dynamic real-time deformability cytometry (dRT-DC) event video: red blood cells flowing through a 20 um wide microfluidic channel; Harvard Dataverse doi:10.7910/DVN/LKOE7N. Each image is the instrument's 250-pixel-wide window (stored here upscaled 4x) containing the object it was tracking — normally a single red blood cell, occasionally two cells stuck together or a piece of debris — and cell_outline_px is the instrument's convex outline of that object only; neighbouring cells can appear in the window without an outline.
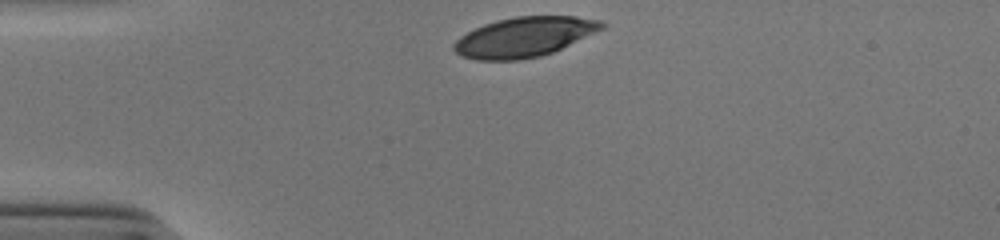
{"species": "human", "species_latin": "Homo sapiens", "temperature_condition": "cold", "stored_images_in_passage": 30, "camera_frame_rate_fps": 3000, "um_per_image_px": 0.085, "donor": {"sex": "male"}, "frame": {"image": 1, "passage_image": 1, "time_ms": 0.0, "image_size_px": [1000, 240], "cell_outline_px": [[608, 24], [604, 28], [552, 52], [540, 56], [520, 60], [476, 60], [460, 56], [452, 48], [452, 44], [460, 36], [484, 24], [496, 20], [516, 16], [576, 16], [600, 20]], "centroid_in_image_um": [44.54, 3.14], "position_along_channel_um": 40.5, "area_um2": 34.28}}
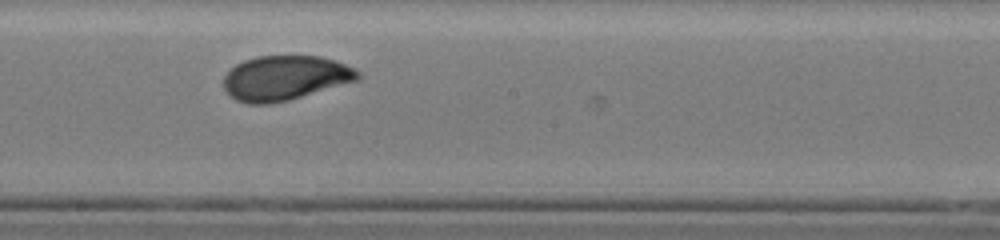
{"frame": {"image": 2, "passage_image": 18, "time_ms": 5.667, "image_size_px": [1000, 240], "cell_outline_px": [[360, 80], [288, 100], [268, 104], [248, 104], [236, 100], [224, 88], [224, 76], [236, 64], [244, 60], [256, 56], [320, 56], [336, 60], [360, 72]], "centroid_in_image_um": [24.24, 6.62], "position_along_channel_um": 224.0, "area_um2": 34.85}}
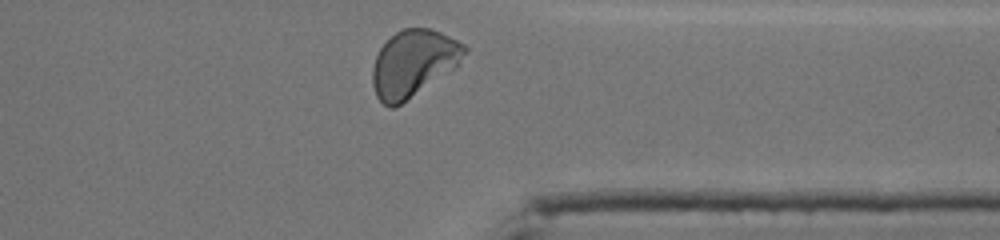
{"frame": {"image": 3, "passage_image": 30, "time_ms": 9.667, "image_size_px": [1000, 240], "cell_outline_px": [[468, 48], [460, 64], [456, 68], [396, 108], [388, 108], [376, 96], [372, 84], [372, 68], [376, 56], [380, 48], [396, 32], [404, 28], [428, 28], [440, 32], [464, 44]], "centroid_in_image_um": [35.14, 5.41], "position_along_channel_um": 376.3, "area_um2": 35.95}, "authors_computed_cell_mechanics": {"area_um2": 34.8245, "velocity_mm_per_s": 3.8735, "shape_relaxation_time_tau1_ms": 3.3449, "shape_relaxation_time_tau2_ms": null, "deformation_change_tau1": 0.1608, "deformation_change_tau2": null}}